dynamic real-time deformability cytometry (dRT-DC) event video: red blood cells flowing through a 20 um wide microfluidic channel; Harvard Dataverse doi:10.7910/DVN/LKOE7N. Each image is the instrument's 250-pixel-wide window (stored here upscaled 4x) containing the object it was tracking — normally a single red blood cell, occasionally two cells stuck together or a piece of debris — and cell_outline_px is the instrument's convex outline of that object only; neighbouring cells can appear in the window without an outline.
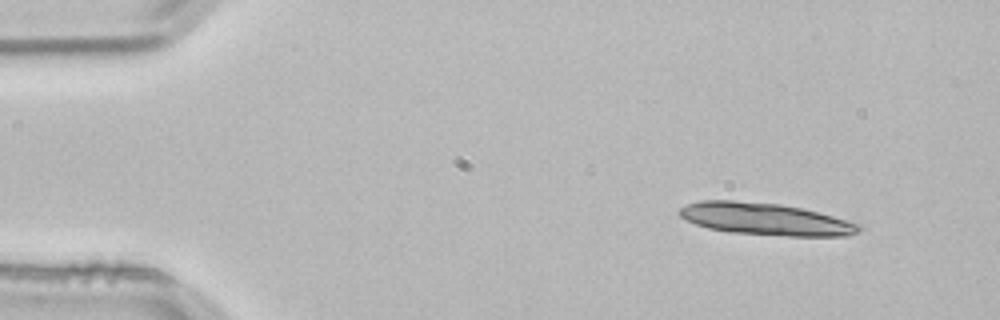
{"species": "common noctule bat (a hibernating species)", "species_latin": "Nyctalus noctula", "temperature_condition": "room temperature", "stored_images_in_passage": 3, "segment_of_instrument_passage": [1, 2], "camera_frame_rate_fps": 3000, "um_per_image_px": 0.085, "animal": {"sex": "male", "body_mass_g": 21.5, "forearm_length_mm": 52.0}, "frame": {"image": 1, "passage_image": 1, "time_ms": 0.0, "image_size_px": [1000, 320], "cell_outline_px": [[864, 228], [856, 232], [844, 236], [788, 236], [728, 232], [708, 228], [696, 224], [680, 216], [676, 212], [680, 208], [688, 204], [700, 200], [732, 200], [780, 204], [800, 208], [832, 216], [860, 224]], "centroid_in_image_um": [65.03, 18.62], "position_along_channel_um": 20.0, "area_um2": 33.35}}